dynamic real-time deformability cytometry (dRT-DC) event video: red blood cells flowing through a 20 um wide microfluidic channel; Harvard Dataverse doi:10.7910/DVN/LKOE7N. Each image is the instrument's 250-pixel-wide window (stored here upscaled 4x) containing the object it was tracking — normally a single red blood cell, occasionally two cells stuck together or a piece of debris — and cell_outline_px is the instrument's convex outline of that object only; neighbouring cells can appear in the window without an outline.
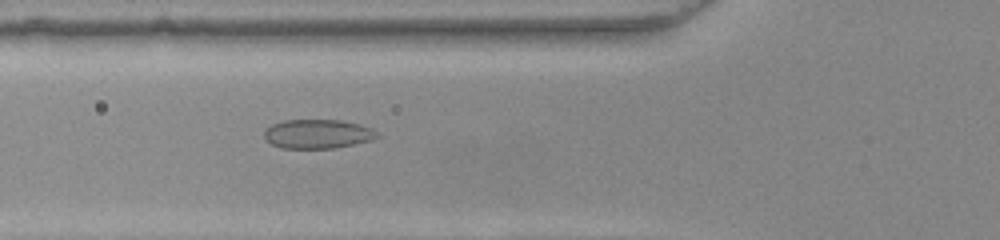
{"species": "common noctule bat (a hibernating species)", "species_latin": "Nyctalus noctula", "temperature_condition": "warm", "stored_images_in_passage": 38, "camera_frame_rate_fps": 3000, "um_per_image_px": 0.085, "animal": {"sex": "female", "body_mass_g": 22.0, "forearm_length_mm": 56.7}, "frame": {"image": 1, "passage_image": 4, "time_ms": 1.0, "image_size_px": [1000, 240], "cell_outline_px": [[380, 136], [372, 140], [332, 148], [280, 148], [264, 140], [264, 132], [272, 124], [284, 120], [340, 120], [372, 128]], "centroid_in_image_um": [26.97, 11.39], "position_along_channel_um": 98.8, "area_um2": 19.02}}
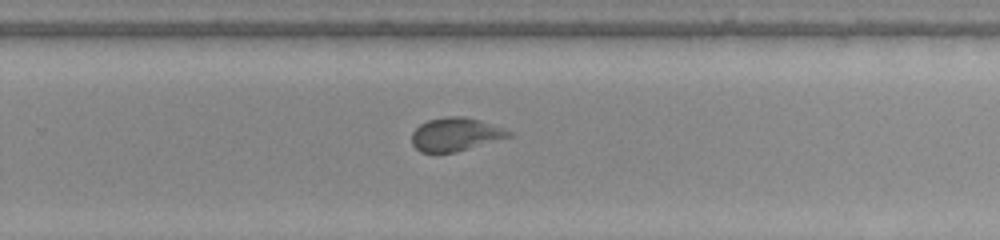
{"frame": {"image": 2, "passage_image": 19, "time_ms": 6.0, "image_size_px": [1000, 240], "cell_outline_px": [[512, 136], [456, 152], [420, 152], [412, 144], [412, 132], [420, 124], [428, 120], [444, 116], [464, 116], [480, 120], [512, 132]], "centroid_in_image_um": [38.69, 11.41], "position_along_channel_um": 291.1, "area_um2": 18.73}}
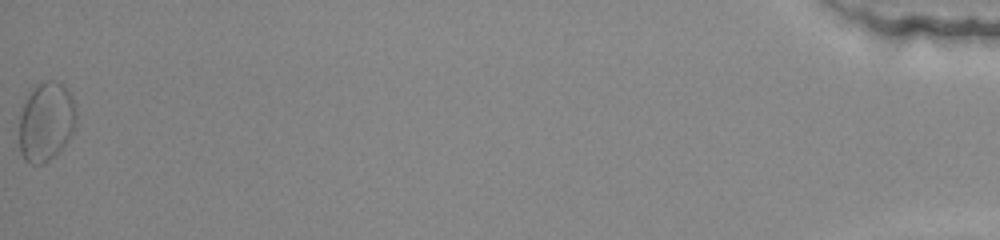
{"frame": {"image": 3, "passage_image": 38, "time_ms": 12.333, "image_size_px": [1000, 240], "cell_outline_px": [[76, 116], [72, 132], [64, 144], [44, 164], [28, 164], [24, 160], [20, 152], [20, 116], [24, 104], [32, 88], [48, 80], [52, 80], [64, 84], [68, 88], [76, 104]], "centroid_in_image_um": [3.92, 10.33], "position_along_channel_um": 431.3, "area_um2": 26.07}, "authors_computed_cell_mechanics": {"area_um2": 19.1318, "velocity_mm_per_s": 3.8567, "shape_relaxation_time_tau1_ms": null, "shape_relaxation_time_tau2_ms": 0.7329, "deformation_change_tau1": null, "deformation_change_tau2": 0.0662}}